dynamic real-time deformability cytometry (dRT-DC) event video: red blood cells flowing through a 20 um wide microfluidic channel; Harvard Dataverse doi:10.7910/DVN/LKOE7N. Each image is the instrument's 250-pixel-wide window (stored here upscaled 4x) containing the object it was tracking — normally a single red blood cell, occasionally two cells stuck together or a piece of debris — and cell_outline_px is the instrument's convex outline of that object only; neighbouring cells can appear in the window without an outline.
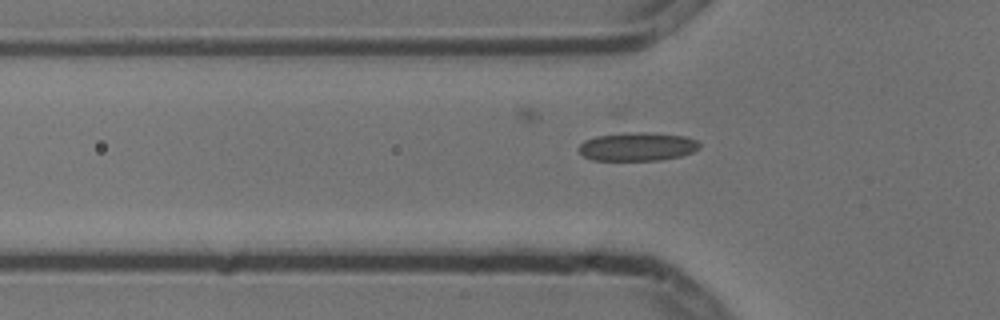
{"species": "common noctule bat (a hibernating species)", "species_latin": "Nyctalus noctula", "temperature_condition": "cold", "stored_images_in_passage": 5, "camera_frame_rate_fps": 3000, "um_per_image_px": 0.085, "animal": {"sex": "male", "body_mass_g": 13.3}, "frame": {"image": 1, "passage_image": 5, "time_ms": 1.333, "image_size_px": [1000, 320], "cell_outline_px": [[700, 148], [692, 152], [680, 156], [660, 160], [592, 160], [584, 156], [580, 152], [580, 144], [584, 140], [596, 136], [640, 132], [648, 132], [684, 136], [696, 140], [700, 144]], "centroid_in_image_um": [54.19, 12.47], "position_along_channel_um": 71.6, "area_um2": 19.83}}